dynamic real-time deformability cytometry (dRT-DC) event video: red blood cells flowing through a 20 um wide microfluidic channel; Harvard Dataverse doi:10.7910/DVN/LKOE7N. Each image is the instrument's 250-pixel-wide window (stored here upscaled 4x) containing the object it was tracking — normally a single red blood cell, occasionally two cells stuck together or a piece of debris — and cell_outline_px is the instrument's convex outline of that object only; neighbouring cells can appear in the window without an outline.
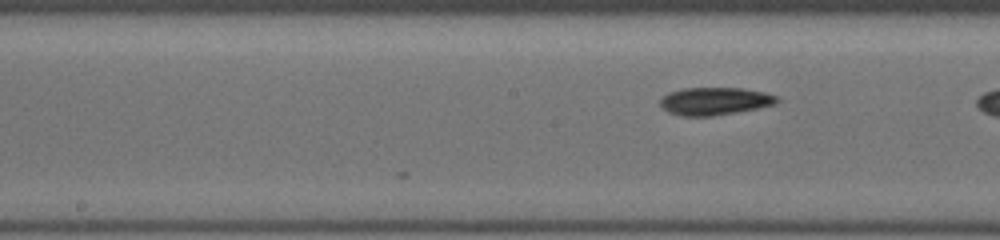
{"species": "common noctule bat (a hibernating species)", "species_latin": "Nyctalus noctula", "temperature_condition": "cold", "stored_images_in_passage": 8, "camera_frame_rate_fps": 3000, "um_per_image_px": 0.085, "animal": {"sex": "female", "body_mass_g": 19.5, "forearm_length_mm": 54.1}, "frame": {"image": 1, "passage_image": 8, "time_ms": 2.333, "image_size_px": [1000, 240], "cell_outline_px": [[780, 100], [776, 104], [736, 112], [712, 116], [680, 116], [668, 112], [660, 104], [660, 100], [668, 92], [684, 88], [744, 88], [764, 92], [776, 96]], "centroid_in_image_um": [60.75, 8.59], "position_along_channel_um": 187.5, "area_um2": 18.79}}